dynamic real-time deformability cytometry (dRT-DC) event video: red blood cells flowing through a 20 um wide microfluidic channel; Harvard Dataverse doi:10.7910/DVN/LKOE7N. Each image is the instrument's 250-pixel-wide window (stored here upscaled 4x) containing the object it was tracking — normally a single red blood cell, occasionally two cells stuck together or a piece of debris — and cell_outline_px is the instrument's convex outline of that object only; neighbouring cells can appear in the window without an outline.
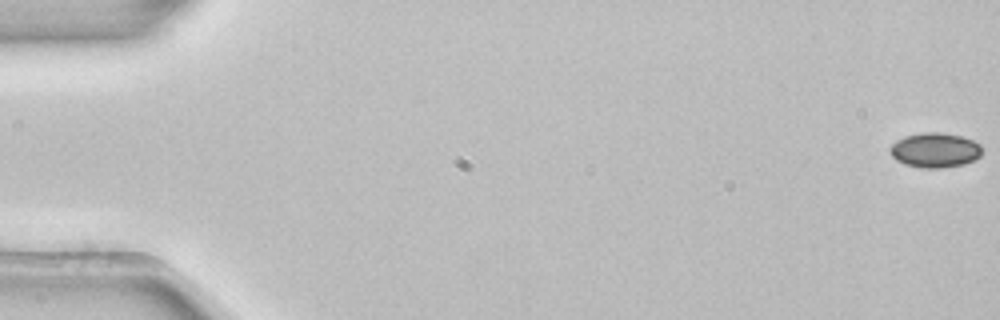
{"species": "common noctule bat (a hibernating species)", "species_latin": "Nyctalus noctula", "temperature_condition": "room temperature", "stored_images_in_passage": 54, "camera_frame_rate_fps": 3000, "um_per_image_px": 0.085, "animal": {"sex": "female", "body_mass_g": 22.7, "forearm_length_mm": 54.2}, "frame": {"image": 1, "passage_image": 1, "time_ms": 0.0, "image_size_px": [1000, 320], "cell_outline_px": [[980, 156], [976, 160], [964, 164], [940, 168], [920, 168], [904, 164], [896, 160], [892, 156], [888, 148], [896, 140], [904, 136], [924, 132], [940, 132], [960, 136], [972, 140], [980, 144]], "centroid_in_image_um": [79.44, 12.77], "position_along_channel_um": 5.6, "area_um2": 18.73}}
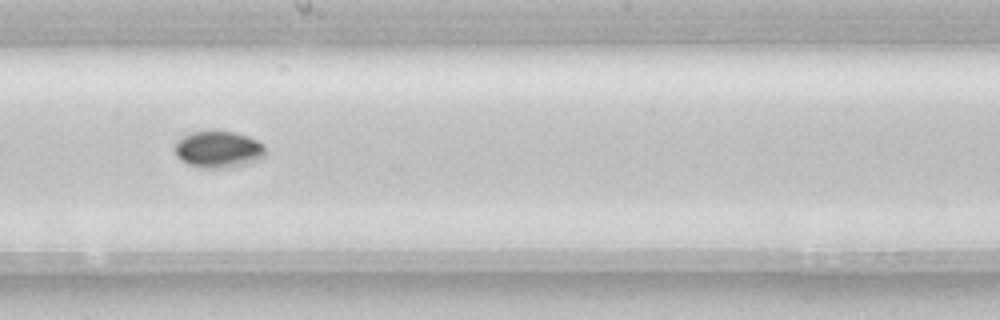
{"frame": {"image": 2, "passage_image": 31, "time_ms": 10.0, "image_size_px": [1000, 320], "cell_outline_px": [[264, 156], [260, 160], [248, 164], [232, 168], [200, 168], [188, 164], [180, 160], [176, 156], [172, 148], [176, 140], [192, 132], [232, 132], [248, 136], [264, 144]], "centroid_in_image_um": [18.53, 12.73], "position_along_channel_um": 229.7, "area_um2": 19.65}}
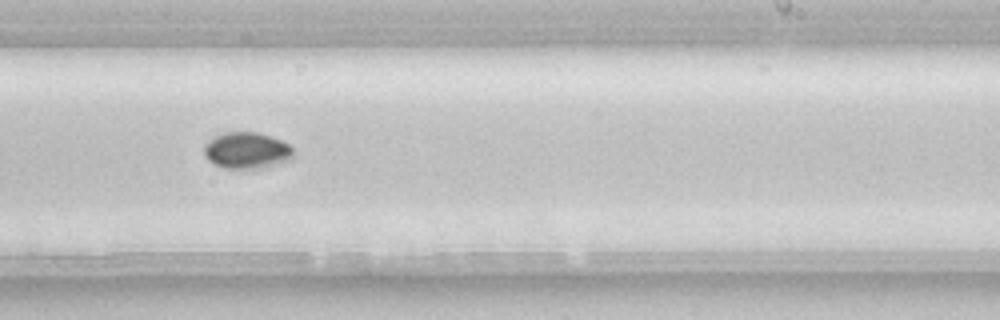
{"frame": {"image": 3, "passage_image": 34, "time_ms": 11.0, "image_size_px": [1000, 320], "cell_outline_px": [[292, 156], [288, 160], [264, 168], [224, 168], [208, 160], [204, 156], [204, 144], [208, 140], [224, 132], [256, 132], [280, 140], [288, 144], [292, 148]], "centroid_in_image_um": [20.93, 12.79], "position_along_channel_um": 268.1, "area_um2": 18.73}}